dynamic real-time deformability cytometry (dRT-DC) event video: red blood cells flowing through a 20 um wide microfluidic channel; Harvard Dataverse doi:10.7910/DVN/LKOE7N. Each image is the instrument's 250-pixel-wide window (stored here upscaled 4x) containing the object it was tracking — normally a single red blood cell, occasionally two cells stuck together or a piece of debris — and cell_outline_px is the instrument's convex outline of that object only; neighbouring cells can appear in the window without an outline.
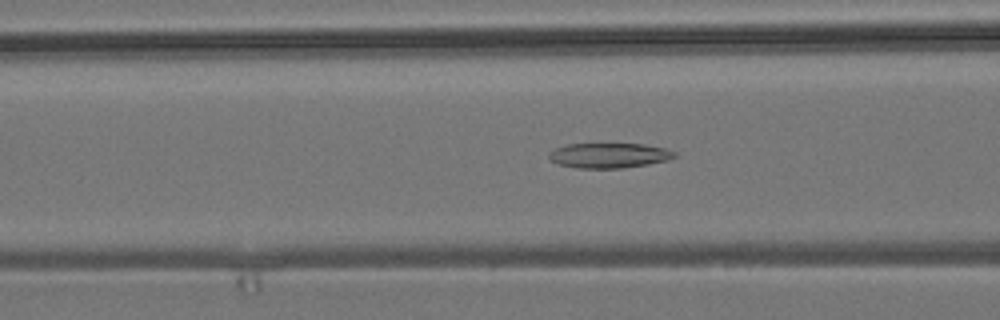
{"species": "common noctule bat (a hibernating species)", "species_latin": "Nyctalus noctula", "temperature_condition": "room temperature", "stored_images_in_passage": 54, "camera_frame_rate_fps": 3000, "um_per_image_px": 0.085, "animal": {"sex": "male", "body_mass_g": 19.2, "forearm_length_mm": 51.8}, "frame": {"image": 1, "passage_image": 21, "time_ms": 6.667, "image_size_px": [1000, 320], "cell_outline_px": [[676, 156], [668, 160], [648, 164], [624, 168], [576, 168], [556, 164], [548, 156], [548, 152], [556, 148], [568, 144], [644, 144], [664, 148], [676, 152]], "centroid_in_image_um": [51.76, 13.22], "position_along_channel_um": 114.8, "area_um2": 18.32}}
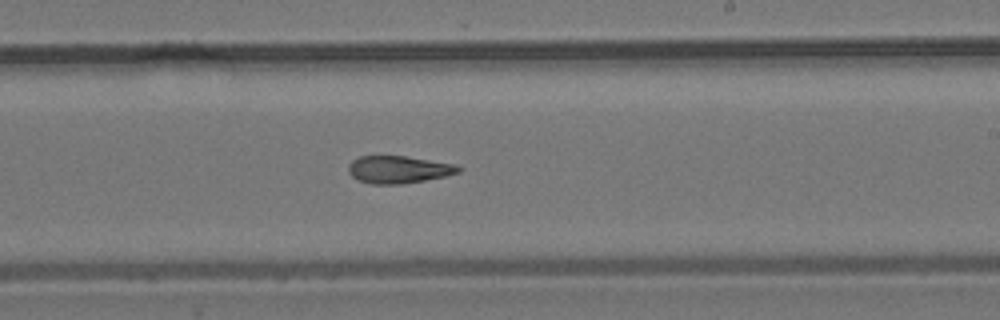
{"frame": {"image": 2, "passage_image": 32, "time_ms": 10.333, "image_size_px": [1000, 320], "cell_outline_px": [[460, 172], [444, 176], [424, 180], [400, 184], [372, 184], [360, 180], [352, 176], [348, 172], [348, 164], [352, 160], [360, 156], [404, 156], [456, 164], [460, 168]], "centroid_in_image_um": [33.85, 14.4], "position_along_channel_um": 255.2, "area_um2": 17.4}}
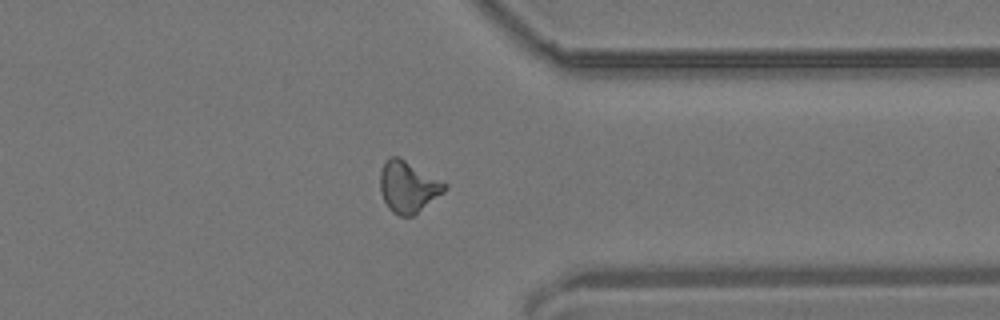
{"frame": {"image": 3, "passage_image": 42, "time_ms": 13.667, "image_size_px": [1000, 320], "cell_outline_px": [[448, 188], [444, 192], [412, 216], [400, 216], [392, 212], [388, 208], [380, 192], [380, 172], [384, 160], [388, 156], [396, 156], [444, 180], [448, 184]], "centroid_in_image_um": [34.69, 15.86], "position_along_channel_um": 376.7, "area_um2": 19.48}, "authors_computed_cell_mechanics": {"area_um2": 18.8139, "velocity_mm_per_s": 3.832, "shape_relaxation_time_tau1_ms": null, "shape_relaxation_time_tau2_ms": 3.3452, "deformation_change_tau1": null, "deformation_change_tau2": 0.1132}}